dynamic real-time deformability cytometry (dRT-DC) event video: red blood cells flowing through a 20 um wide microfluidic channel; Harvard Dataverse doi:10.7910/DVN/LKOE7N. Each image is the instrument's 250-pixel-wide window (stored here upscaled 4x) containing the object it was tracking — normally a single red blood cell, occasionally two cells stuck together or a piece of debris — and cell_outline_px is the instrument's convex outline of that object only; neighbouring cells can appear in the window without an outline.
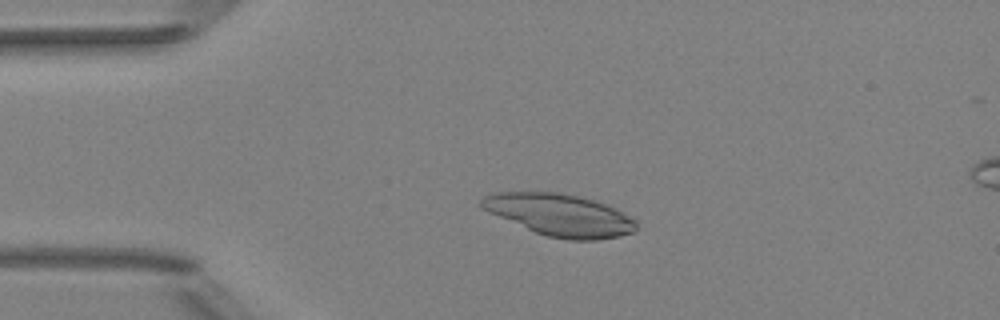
{"species": "Egyptian fruit bat (a non-hibernating species)", "species_latin": "Rousettus aegyptiacus", "temperature_condition": "room temperature", "stored_images_in_passage": 46, "camera_frame_rate_fps": 3000, "um_per_image_px": 0.085, "animal": {"sex": "female"}, "frame": {"image": 1, "passage_image": 7, "time_ms": 2.0, "image_size_px": [1000, 320], "cell_outline_px": [[636, 228], [632, 232], [620, 236], [596, 240], [568, 240], [548, 236], [536, 232], [488, 212], [480, 208], [480, 200], [484, 196], [492, 192], [560, 192], [580, 196], [596, 200], [616, 208], [636, 220]], "centroid_in_image_um": [47.58, 18.26], "position_along_channel_um": 37.4, "area_um2": 37.97}}
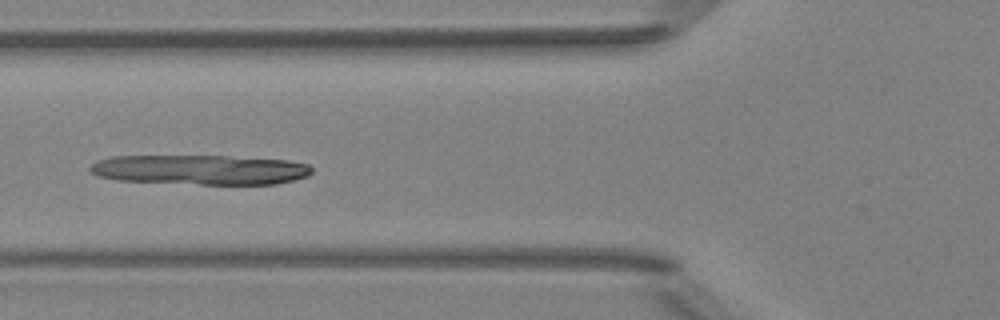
{"frame": {"image": 2, "passage_image": 15, "time_ms": 4.667, "image_size_px": [1000, 320], "cell_outline_px": [[312, 172], [308, 176], [296, 180], [276, 184], [200, 184], [116, 180], [100, 176], [92, 172], [88, 168], [96, 160], [112, 156], [228, 156], [288, 160], [308, 164], [312, 168]], "centroid_in_image_um": [17.05, 14.42], "position_along_channel_um": 108.8, "area_um2": 38.61}}